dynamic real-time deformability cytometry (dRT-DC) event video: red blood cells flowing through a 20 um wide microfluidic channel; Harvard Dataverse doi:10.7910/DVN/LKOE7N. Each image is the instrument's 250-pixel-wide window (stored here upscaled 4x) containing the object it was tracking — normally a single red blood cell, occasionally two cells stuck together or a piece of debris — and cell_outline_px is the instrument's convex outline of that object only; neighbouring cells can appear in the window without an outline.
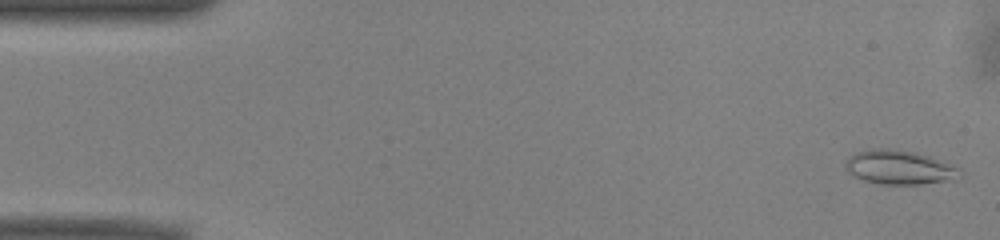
{"species": "common noctule bat (a hibernating species)", "species_latin": "Nyctalus noctula", "temperature_condition": "warm", "stored_images_in_passage": 47, "camera_frame_rate_fps": 3000, "um_per_image_px": 0.085, "animal": {"sex": "male", "body_mass_g": 13.0, "forearm_length_mm": 53.1}, "frame": {"image": 1, "passage_image": 1, "time_ms": 0.0, "image_size_px": [1000, 240], "cell_outline_px": [[964, 176], [956, 180], [920, 184], [880, 184], [864, 180], [852, 176], [844, 168], [844, 164], [848, 156], [856, 152], [872, 148], [896, 148], [916, 152], [932, 156], [944, 160], [960, 168]], "centroid_in_image_um": [76.49, 14.21], "position_along_channel_um": 8.5, "area_um2": 23.58}}
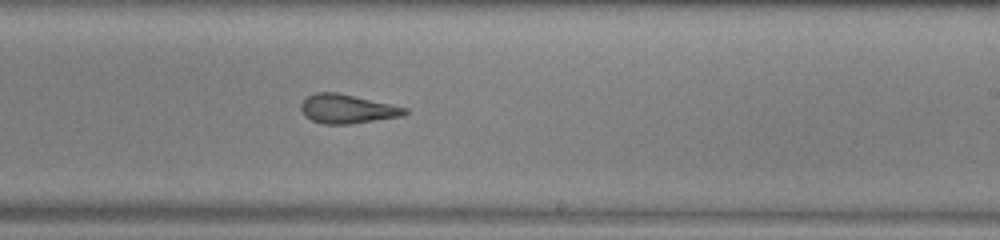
{"frame": {"image": 2, "passage_image": 30, "time_ms": 9.667, "image_size_px": [1000, 240], "cell_outline_px": [[408, 112], [404, 116], [348, 124], [324, 124], [312, 120], [304, 116], [300, 108], [300, 104], [308, 96], [316, 92], [336, 92], [408, 108]], "centroid_in_image_um": [29.5, 9.26], "position_along_channel_um": 259.5, "area_um2": 17.46}}
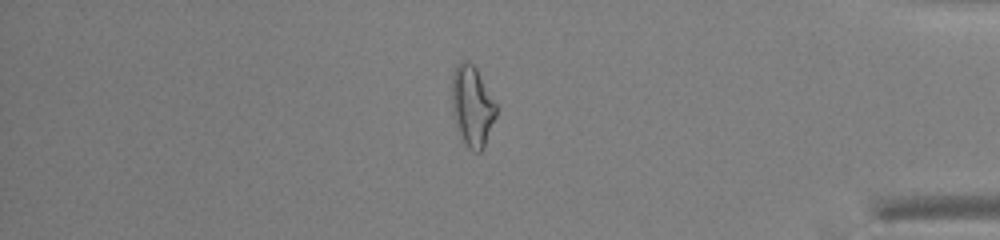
{"frame": {"image": 3, "passage_image": 43, "time_ms": 14.0, "image_size_px": [1000, 240], "cell_outline_px": [[496, 116], [484, 148], [480, 152], [472, 152], [468, 148], [456, 124], [452, 112], [452, 72], [456, 64], [460, 60], [468, 60], [476, 68], [496, 104]], "centroid_in_image_um": [40.13, 8.99], "position_along_channel_um": 395.1, "area_um2": 20.75}, "authors_computed_cell_mechanics": {"area_um2": 19.4208, "velocity_mm_per_s": 3.9459, "shape_relaxation_time_tau1_ms": null, "shape_relaxation_time_tau2_ms": 1.5613, "deformation_change_tau1": null, "deformation_change_tau2": 0.0983}}